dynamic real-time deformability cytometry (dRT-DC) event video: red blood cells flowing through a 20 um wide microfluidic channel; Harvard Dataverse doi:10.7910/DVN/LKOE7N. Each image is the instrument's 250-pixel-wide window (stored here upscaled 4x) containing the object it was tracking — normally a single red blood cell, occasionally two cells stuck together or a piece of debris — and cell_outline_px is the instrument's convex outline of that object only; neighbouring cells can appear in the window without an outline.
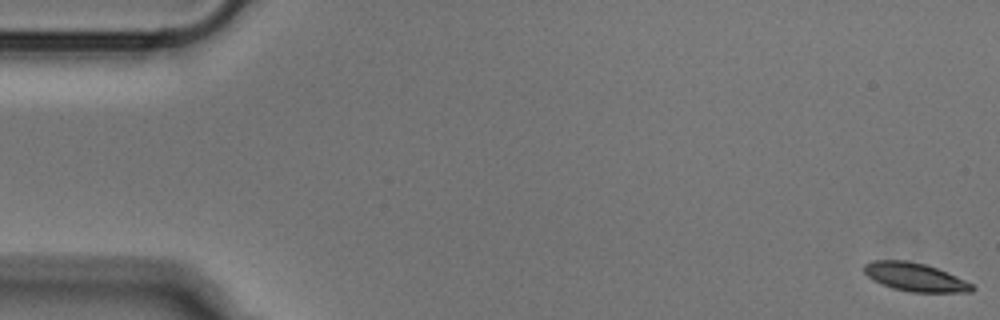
{"species": "Egyptian fruit bat (a non-hibernating species)", "species_latin": "Rousettus aegyptiacus", "temperature_condition": "cold", "stored_images_in_passage": 52, "camera_frame_rate_fps": 3000, "um_per_image_px": 0.085, "animal": {"sex": "male"}, "frame": {"image": 1, "passage_image": 1, "time_ms": 0.0, "image_size_px": [1000, 320], "cell_outline_px": [[976, 288], [972, 292], [912, 292], [892, 288], [880, 284], [872, 280], [864, 272], [864, 264], [872, 260], [908, 260], [924, 264], [936, 268], [956, 276], [972, 284]], "centroid_in_image_um": [77.75, 23.55], "position_along_channel_um": 7.3, "area_um2": 17.86}}
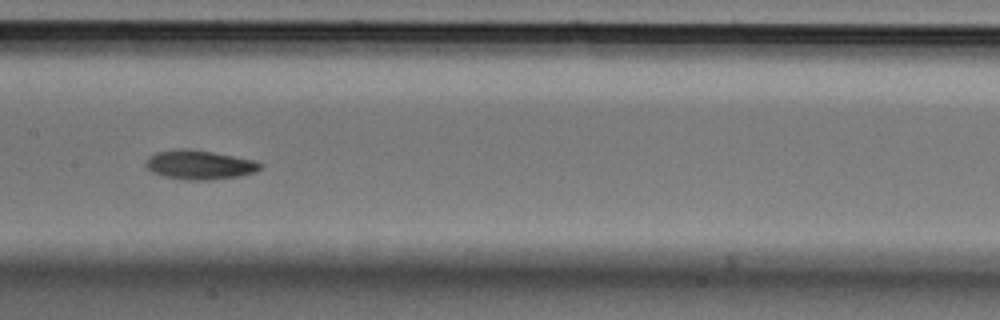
{"frame": {"image": 2, "passage_image": 26, "time_ms": 8.333, "image_size_px": [1000, 320], "cell_outline_px": [[264, 164], [256, 172], [240, 176], [212, 180], [188, 180], [160, 176], [152, 172], [144, 164], [148, 156], [156, 152], [176, 148], [192, 148], [256, 160]], "centroid_in_image_um": [16.95, 14.0], "position_along_channel_um": 190.4, "area_um2": 19.94}}
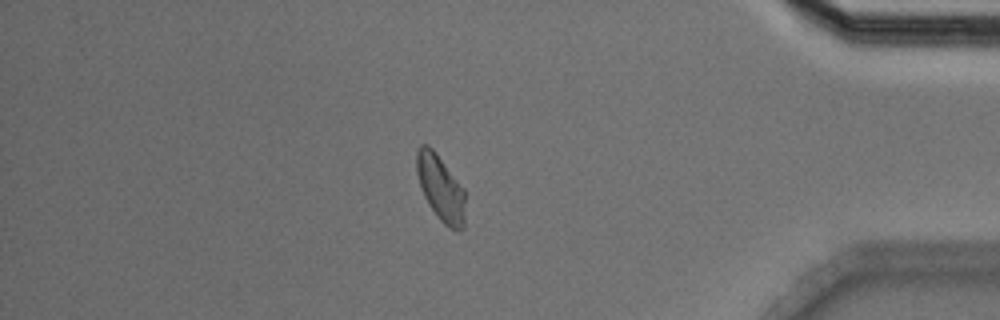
{"frame": {"image": 3, "passage_image": 45, "time_ms": 14.667, "image_size_px": [1000, 320], "cell_outline_px": [[464, 228], [460, 232], [456, 232], [448, 228], [436, 216], [428, 204], [424, 196], [416, 172], [416, 152], [420, 144], [428, 144], [432, 148], [464, 188]], "centroid_in_image_um": [37.45, 16.01], "position_along_channel_um": 397.8, "area_um2": 18.79}}